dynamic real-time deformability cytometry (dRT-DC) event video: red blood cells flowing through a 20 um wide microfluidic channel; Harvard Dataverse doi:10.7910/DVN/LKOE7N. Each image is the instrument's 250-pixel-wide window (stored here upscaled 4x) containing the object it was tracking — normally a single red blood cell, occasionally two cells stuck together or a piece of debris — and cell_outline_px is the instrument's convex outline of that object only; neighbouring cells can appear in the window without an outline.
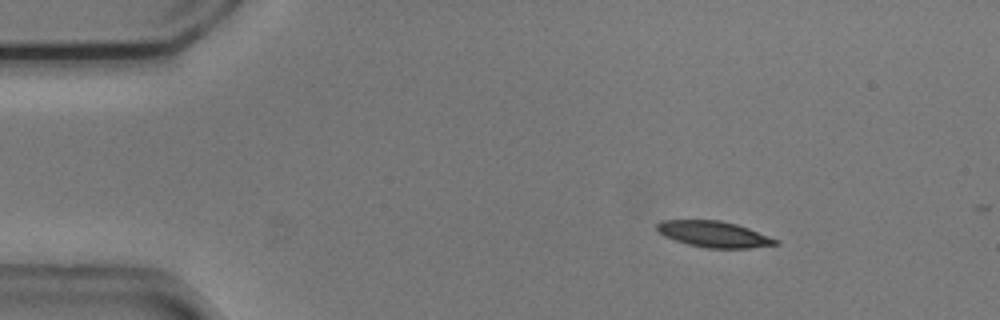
{"species": "common noctule bat (a hibernating species)", "species_latin": "Nyctalus noctula", "temperature_condition": "cold", "stored_images_in_passage": 13, "camera_frame_rate_fps": 3000, "um_per_image_px": 0.085, "animal": {"sex": "male", "body_mass_g": 20.5, "forearm_length_mm": 52.5}, "frame": {"image": 1, "passage_image": 7, "time_ms": 2.0, "image_size_px": [1000, 320], "cell_outline_px": [[780, 244], [748, 248], [704, 248], [688, 244], [664, 236], [656, 228], [656, 224], [660, 220], [720, 220], [736, 224], [748, 228], [780, 240]], "centroid_in_image_um": [60.69, 19.9], "position_along_channel_um": 24.3, "area_um2": 18.03}}